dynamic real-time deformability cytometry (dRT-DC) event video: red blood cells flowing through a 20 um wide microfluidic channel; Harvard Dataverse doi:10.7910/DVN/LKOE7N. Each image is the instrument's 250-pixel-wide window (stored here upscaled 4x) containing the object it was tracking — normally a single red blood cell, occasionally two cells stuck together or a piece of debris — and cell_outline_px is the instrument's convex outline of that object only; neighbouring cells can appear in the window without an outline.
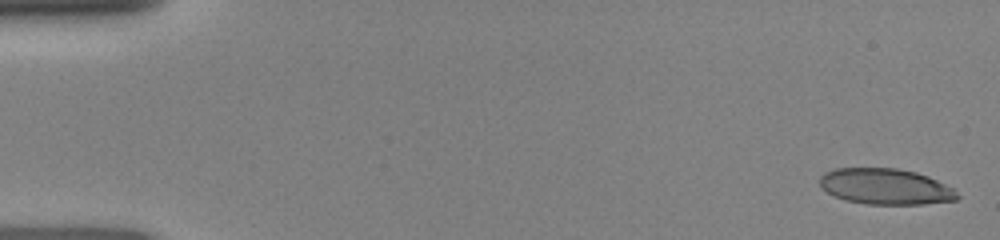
{"species": "human", "species_latin": "Homo sapiens", "temperature_condition": "room temperature", "stored_images_in_passage": 39, "camera_frame_rate_fps": 3000, "um_per_image_px": 0.085, "donor": {"sex": "female"}, "frame": {"image": 1, "passage_image": 1, "time_ms": 0.0, "image_size_px": [1000, 240], "cell_outline_px": [[960, 196], [956, 200], [924, 204], [868, 204], [844, 200], [828, 192], [820, 184], [820, 176], [824, 172], [836, 168], [896, 168], [916, 172], [928, 176], [952, 188]], "centroid_in_image_um": [75.27, 15.85], "position_along_channel_um": 9.7, "area_um2": 28.61}}
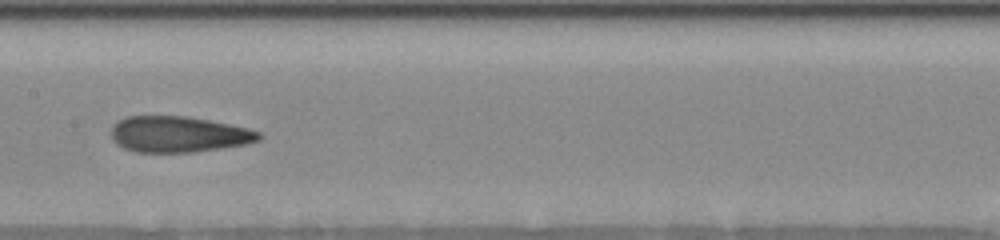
{"frame": {"image": 2, "passage_image": 21, "time_ms": 7.667, "image_size_px": [1000, 240], "cell_outline_px": [[264, 136], [260, 140], [244, 144], [220, 148], [192, 152], [136, 152], [124, 148], [116, 144], [112, 140], [112, 124], [116, 120], [128, 116], [188, 116], [248, 128], [260, 132]], "centroid_in_image_um": [15.15, 11.41], "position_along_channel_um": 192.3, "area_um2": 31.04}}
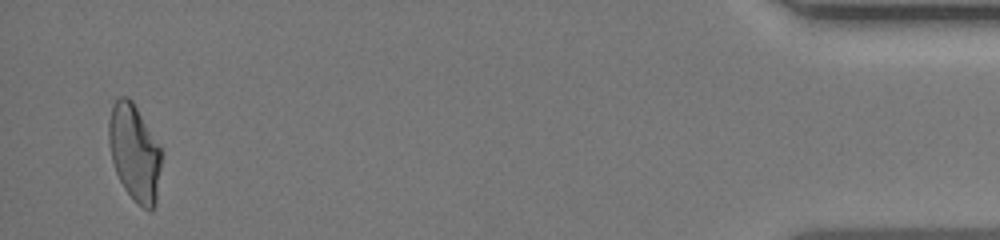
{"frame": {"image": 3, "passage_image": 39, "time_ms": 15.0, "image_size_px": [1000, 240], "cell_outline_px": [[160, 168], [156, 204], [152, 212], [148, 212], [124, 188], [116, 172], [112, 160], [108, 140], [108, 124], [112, 104], [120, 96], [128, 96], [132, 100], [160, 148]], "centroid_in_image_um": [11.41, 12.96], "position_along_channel_um": 423.8, "area_um2": 29.19}}